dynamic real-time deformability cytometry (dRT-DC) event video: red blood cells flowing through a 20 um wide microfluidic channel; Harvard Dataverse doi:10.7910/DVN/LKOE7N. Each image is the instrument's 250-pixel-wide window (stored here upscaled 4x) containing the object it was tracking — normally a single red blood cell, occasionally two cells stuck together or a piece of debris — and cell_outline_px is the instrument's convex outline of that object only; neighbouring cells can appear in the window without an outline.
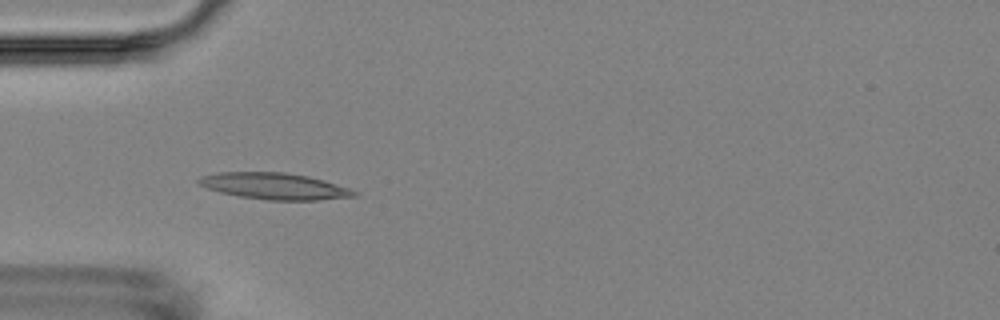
{"species": "Egyptian fruit bat (a non-hibernating species)", "species_latin": "Rousettus aegyptiacus", "temperature_condition": "room temperature", "stored_images_in_passage": 10, "camera_frame_rate_fps": 3000, "um_per_image_px": 0.085, "animal": {"sex": "female"}, "frame": {"image": 1, "passage_image": 5, "time_ms": 4.667, "image_size_px": [1000, 320], "cell_outline_px": [[360, 192], [356, 196], [320, 200], [268, 200], [240, 196], [220, 192], [208, 188], [200, 184], [196, 180], [200, 176], [220, 172], [284, 172], [308, 176], [324, 180]], "centroid_in_image_um": [23.35, 15.82], "position_along_channel_um": 61.7, "area_um2": 23.87}}
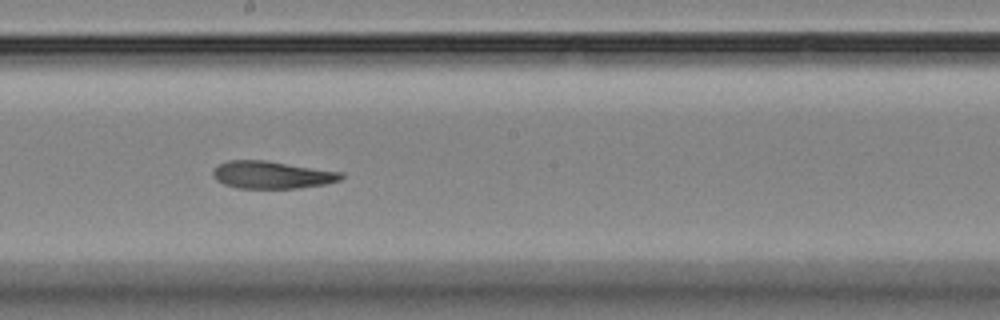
{"frame": {"image": 2, "passage_image": 9, "time_ms": 9.333, "image_size_px": [1000, 320], "cell_outline_px": [[344, 176], [340, 180], [324, 184], [300, 188], [236, 188], [224, 184], [216, 180], [212, 176], [212, 172], [220, 164], [228, 160], [264, 160], [344, 172]], "centroid_in_image_um": [23.12, 14.86], "position_along_channel_um": 225.1, "area_um2": 20.52}}
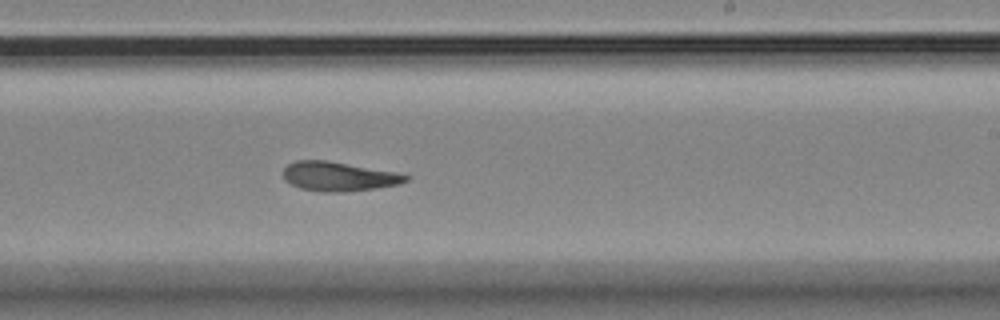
{"frame": {"image": 3, "passage_image": 10, "time_ms": 10.333, "image_size_px": [1000, 320], "cell_outline_px": [[412, 176], [408, 180], [400, 184], [376, 188], [344, 192], [324, 192], [300, 188], [284, 180], [284, 168], [288, 164], [296, 160], [328, 160], [396, 172]], "centroid_in_image_um": [28.81, 14.99], "position_along_channel_um": 260.2, "area_um2": 20.98}}